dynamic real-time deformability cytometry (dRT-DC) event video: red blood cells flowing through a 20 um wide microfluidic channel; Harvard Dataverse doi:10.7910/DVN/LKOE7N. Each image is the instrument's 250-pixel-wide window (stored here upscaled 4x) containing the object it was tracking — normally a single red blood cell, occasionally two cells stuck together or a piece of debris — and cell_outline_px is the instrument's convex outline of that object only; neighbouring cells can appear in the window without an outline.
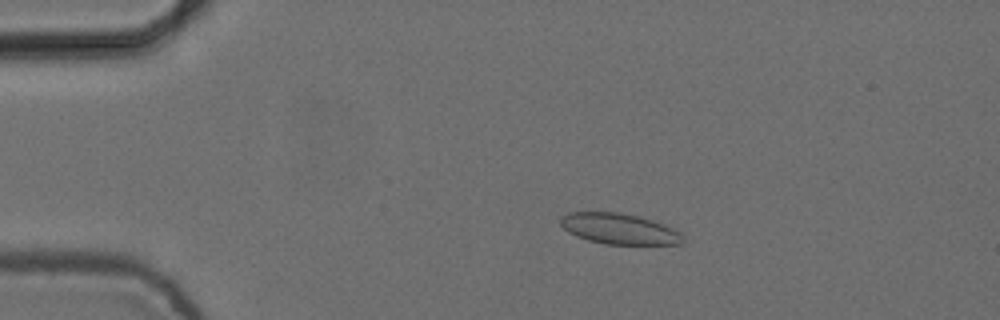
{"species": "common noctule bat (a hibernating species)", "species_latin": "Nyctalus noctula", "temperature_condition": "cold", "stored_images_in_passage": 6, "camera_frame_rate_fps": 3000, "um_per_image_px": 0.085, "animal": {"sex": "female", "body_mass_g": 24.6, "forearm_length_mm": 56.2}, "frame": {"image": 1, "passage_image": 3, "time_ms": 0.667, "image_size_px": [1000, 320], "cell_outline_px": [[684, 240], [680, 244], [604, 244], [588, 240], [576, 236], [568, 232], [560, 224], [560, 216], [568, 212], [620, 212], [640, 216], [664, 224], [680, 232], [684, 236]], "centroid_in_image_um": [52.62, 19.44], "position_along_channel_um": 32.4, "area_um2": 22.08}}
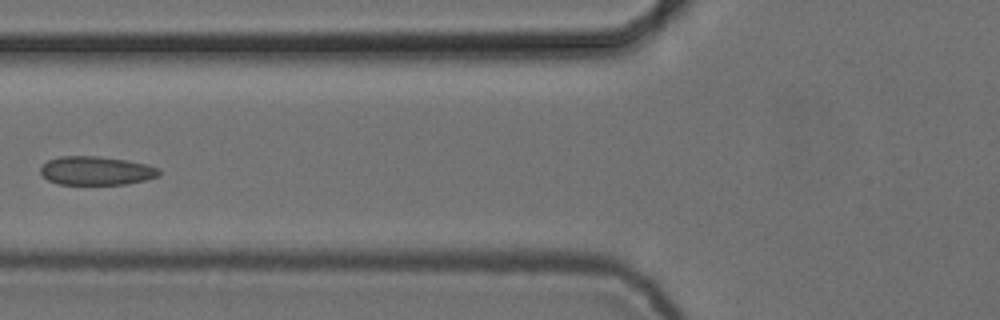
{"frame": {"image": 2, "passage_image": 6, "time_ms": 1.667, "image_size_px": [1000, 320], "cell_outline_px": [[160, 176], [128, 184], [60, 184], [48, 180], [40, 172], [40, 168], [48, 160], [60, 156], [96, 156], [128, 160], [148, 164], [160, 168]], "centroid_in_image_um": [8.22, 14.5], "position_along_channel_um": 117.6, "area_um2": 19.88}}